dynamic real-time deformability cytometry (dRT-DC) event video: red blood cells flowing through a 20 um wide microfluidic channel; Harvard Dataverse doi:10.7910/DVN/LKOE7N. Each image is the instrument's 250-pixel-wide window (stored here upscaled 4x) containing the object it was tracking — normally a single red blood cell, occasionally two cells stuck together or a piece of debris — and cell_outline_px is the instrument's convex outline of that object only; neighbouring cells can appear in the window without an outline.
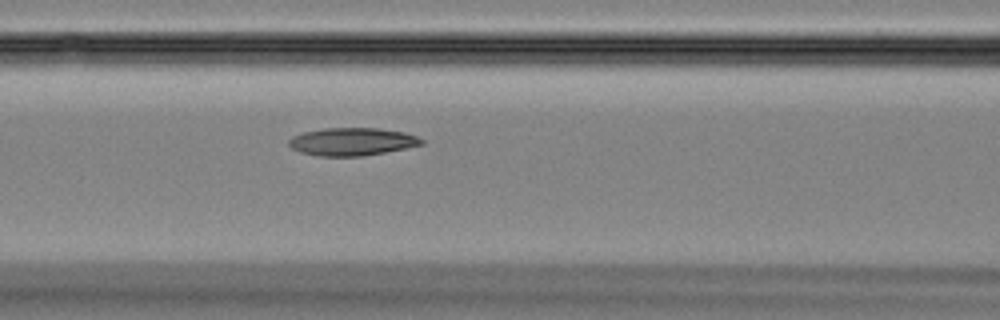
{"species": "Egyptian fruit bat (a non-hibernating species)", "species_latin": "Rousettus aegyptiacus", "temperature_condition": "room temperature", "stored_images_in_passage": 40, "camera_frame_rate_fps": 3000, "um_per_image_px": 0.085, "animal": {"sex": "female"}, "frame": {"image": 1, "passage_image": 13, "time_ms": 4.0, "image_size_px": [1000, 320], "cell_outline_px": [[424, 144], [408, 148], [364, 156], [316, 156], [300, 152], [292, 148], [288, 144], [288, 140], [292, 136], [304, 132], [324, 128], [376, 128], [404, 132], [416, 136], [424, 140]], "centroid_in_image_um": [29.93, 12.05], "position_along_channel_um": 136.7, "area_um2": 21.62}}
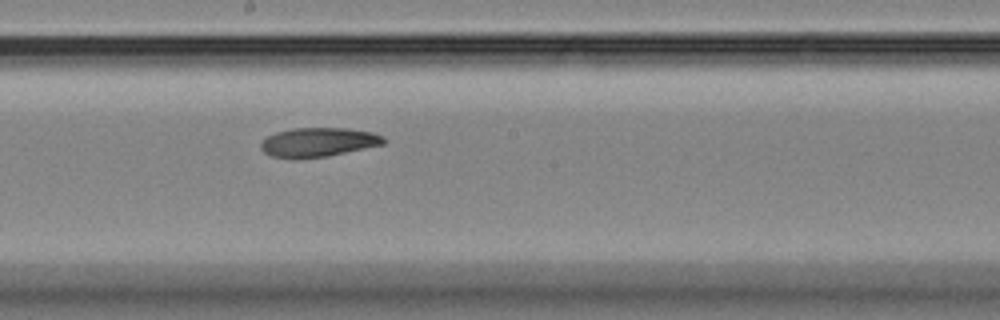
{"frame": {"image": 2, "passage_image": 19, "time_ms": 6.0, "image_size_px": [1000, 320], "cell_outline_px": [[388, 140], [384, 144], [328, 156], [296, 160], [292, 160], [272, 156], [264, 152], [260, 148], [260, 144], [268, 136], [276, 132], [292, 128], [348, 128], [372, 132], [384, 136]], "centroid_in_image_um": [27.06, 12.1], "position_along_channel_um": 221.1, "area_um2": 21.21}}
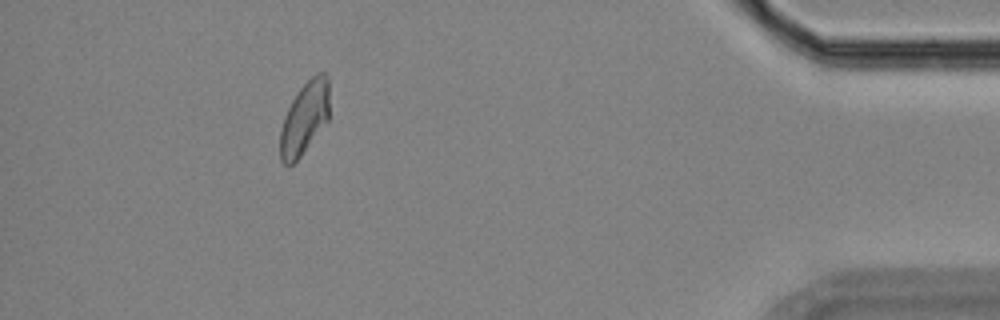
{"frame": {"image": 3, "passage_image": 36, "time_ms": 11.667, "image_size_px": [1000, 320], "cell_outline_px": [[328, 120], [300, 156], [292, 164], [284, 164], [280, 160], [280, 132], [284, 116], [292, 100], [300, 88], [316, 72], [324, 72], [328, 76]], "centroid_in_image_um": [25.88, 10.02], "position_along_channel_um": 409.3, "area_um2": 20.52}}